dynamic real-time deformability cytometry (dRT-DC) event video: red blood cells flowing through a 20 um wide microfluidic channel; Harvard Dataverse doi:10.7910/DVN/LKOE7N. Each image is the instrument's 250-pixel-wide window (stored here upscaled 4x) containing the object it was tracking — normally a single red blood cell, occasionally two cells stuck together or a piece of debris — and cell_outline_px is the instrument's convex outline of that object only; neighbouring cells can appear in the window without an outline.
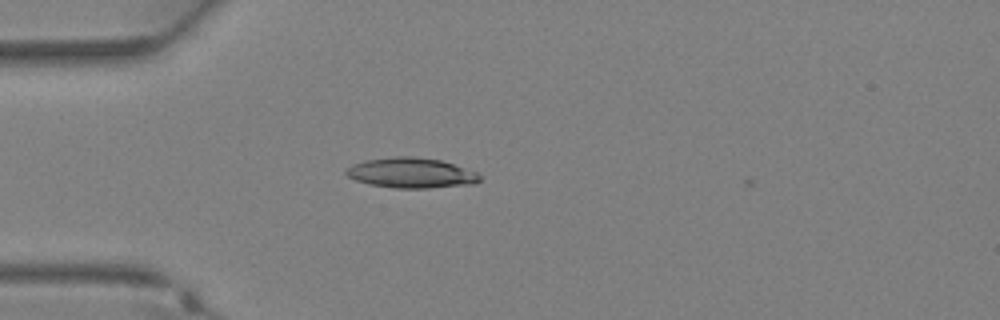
{"species": "Egyptian fruit bat (a non-hibernating species)", "species_latin": "Rousettus aegyptiacus", "temperature_condition": "warm", "stored_images_in_passage": 3, "camera_frame_rate_fps": 3000, "um_per_image_px": 0.085, "animal": {"sex": "female"}, "frame": {"image": 1, "passage_image": 2, "time_ms": 0.333, "image_size_px": [1000, 320], "cell_outline_px": [[480, 180], [472, 184], [428, 188], [396, 188], [368, 184], [356, 180], [348, 176], [344, 172], [352, 164], [364, 160], [396, 156], [408, 156], [440, 160], [476, 172], [480, 176]], "centroid_in_image_um": [34.91, 14.7], "position_along_channel_um": 50.1, "area_um2": 23.29}}